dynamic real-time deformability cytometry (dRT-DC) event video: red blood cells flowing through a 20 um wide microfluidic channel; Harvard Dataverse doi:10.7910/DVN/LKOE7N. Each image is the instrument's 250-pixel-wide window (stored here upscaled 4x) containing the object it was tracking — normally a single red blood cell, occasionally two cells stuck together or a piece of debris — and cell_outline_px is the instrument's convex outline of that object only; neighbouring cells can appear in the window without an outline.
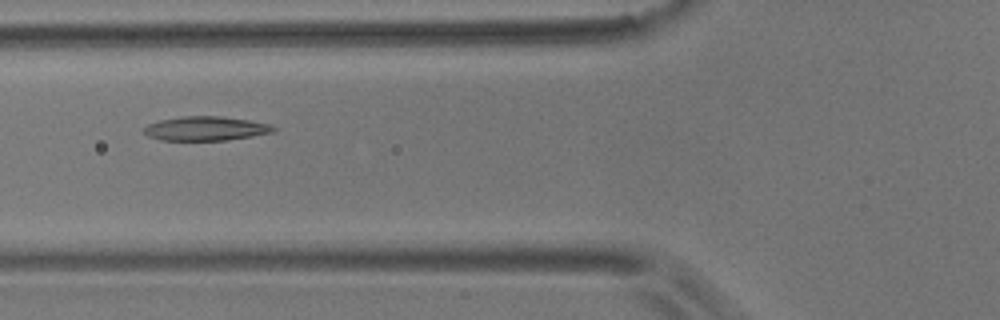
{"species": "common noctule bat (a hibernating species)", "species_latin": "Nyctalus noctula", "temperature_condition": "room temperature", "stored_images_in_passage": 8, "camera_frame_rate_fps": 3000, "um_per_image_px": 0.085, "animal": {"sex": "male", "body_mass_g": 17.9}, "frame": {"image": 1, "passage_image": 6, "time_ms": 1.667, "image_size_px": [1000, 320], "cell_outline_px": [[276, 128], [272, 132], [252, 136], [228, 140], [160, 140], [148, 136], [144, 132], [144, 128], [148, 124], [160, 120], [180, 116], [220, 116], [248, 120], [268, 124]], "centroid_in_image_um": [17.45, 10.92], "position_along_channel_um": 108.3, "area_um2": 18.09}}
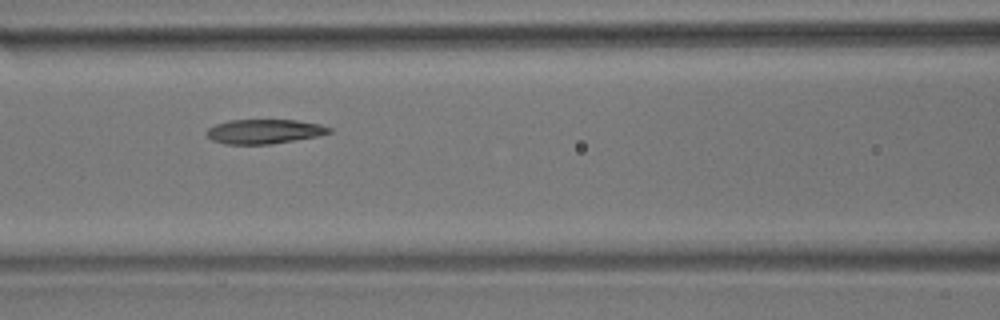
{"frame": {"image": 2, "passage_image": 7, "time_ms": 2.0, "image_size_px": [1000, 320], "cell_outline_px": [[332, 132], [320, 136], [272, 144], [224, 144], [212, 140], [204, 132], [208, 128], [216, 124], [228, 120], [296, 120], [320, 124], [332, 128]], "centroid_in_image_um": [22.47, 11.18], "position_along_channel_um": 144.1, "area_um2": 17.63}}
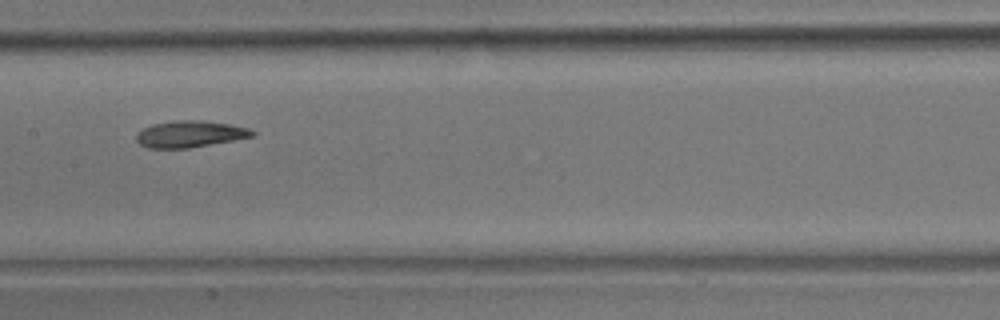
{"frame": {"image": 3, "passage_image": 8, "time_ms": 2.333, "image_size_px": [1000, 320], "cell_outline_px": [[256, 136], [188, 148], [148, 148], [140, 144], [136, 140], [136, 132], [152, 124], [172, 120], [204, 120], [228, 124], [248, 128], [256, 132]], "centroid_in_image_um": [16.13, 11.38], "position_along_channel_um": 191.3, "area_um2": 18.03}}